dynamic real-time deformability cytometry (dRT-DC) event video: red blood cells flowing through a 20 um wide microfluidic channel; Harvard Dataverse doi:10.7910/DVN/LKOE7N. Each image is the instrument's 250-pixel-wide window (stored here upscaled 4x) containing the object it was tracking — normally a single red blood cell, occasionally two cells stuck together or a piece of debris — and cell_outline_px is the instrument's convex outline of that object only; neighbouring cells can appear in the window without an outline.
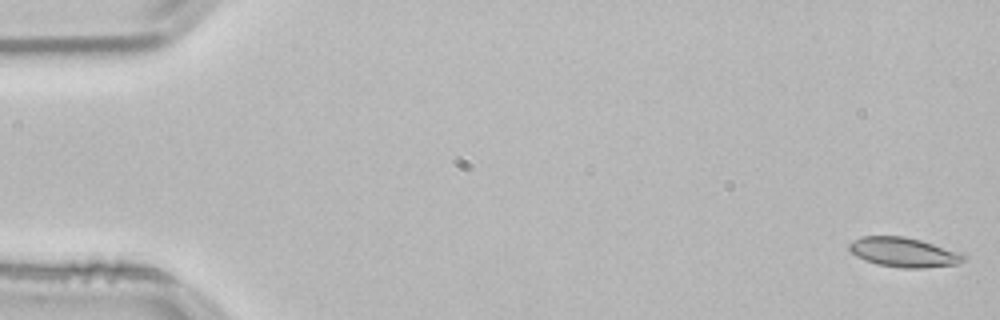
{"species": "common noctule bat (a hibernating species)", "species_latin": "Nyctalus noctula", "temperature_condition": "room temperature", "stored_images_in_passage": 53, "camera_frame_rate_fps": 3000, "um_per_image_px": 0.085, "animal": {"sex": "male", "body_mass_g": 21.5, "forearm_length_mm": 52.0}, "frame": {"image": 1, "passage_image": 1, "time_ms": 0.0, "image_size_px": [1000, 320], "cell_outline_px": [[968, 260], [956, 264], [924, 268], [900, 268], [876, 264], [864, 260], [856, 256], [848, 248], [848, 244], [852, 240], [860, 236], [904, 236], [920, 240], [964, 252]], "centroid_in_image_um": [76.85, 21.44], "position_along_channel_um": 8.2, "area_um2": 20.11}}
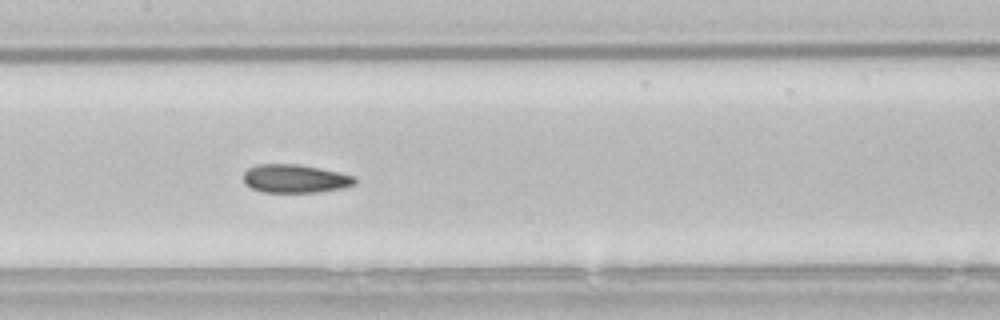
{"frame": {"image": 2, "passage_image": 26, "time_ms": 8.333, "image_size_px": [1000, 320], "cell_outline_px": [[356, 184], [340, 188], [316, 192], [264, 192], [252, 188], [244, 184], [244, 172], [248, 168], [256, 164], [300, 164], [340, 172], [356, 176]], "centroid_in_image_um": [25.08, 15.17], "position_along_channel_um": 182.3, "area_um2": 18.5}}
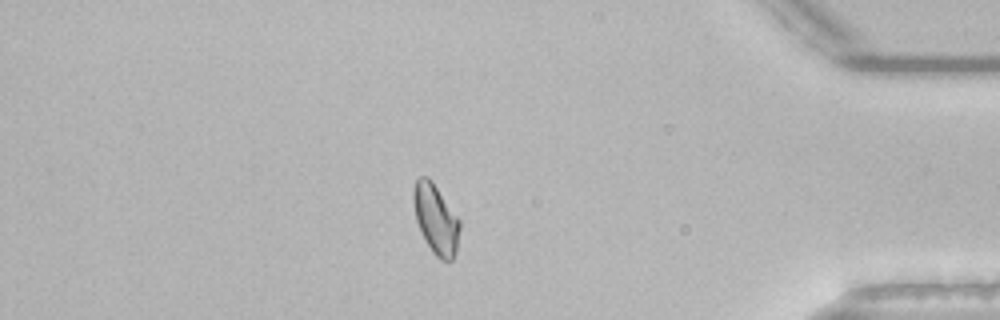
{"frame": {"image": 3, "passage_image": 46, "time_ms": 15.0, "image_size_px": [1000, 320], "cell_outline_px": [[460, 228], [456, 252], [452, 260], [440, 260], [432, 252], [424, 240], [420, 232], [416, 220], [412, 200], [412, 188], [416, 180], [420, 176], [428, 176], [432, 180], [460, 220]], "centroid_in_image_um": [37.02, 18.61], "position_along_channel_um": 398.2, "area_um2": 19.07}, "authors_computed_cell_mechanics": {"area_um2": 18.9006, "velocity_mm_per_s": 3.796, "shape_relaxation_time_tau1_ms": null, "shape_relaxation_time_tau2_ms": 2.3283, "deformation_change_tau1": null, "deformation_change_tau2": 0.0518}}